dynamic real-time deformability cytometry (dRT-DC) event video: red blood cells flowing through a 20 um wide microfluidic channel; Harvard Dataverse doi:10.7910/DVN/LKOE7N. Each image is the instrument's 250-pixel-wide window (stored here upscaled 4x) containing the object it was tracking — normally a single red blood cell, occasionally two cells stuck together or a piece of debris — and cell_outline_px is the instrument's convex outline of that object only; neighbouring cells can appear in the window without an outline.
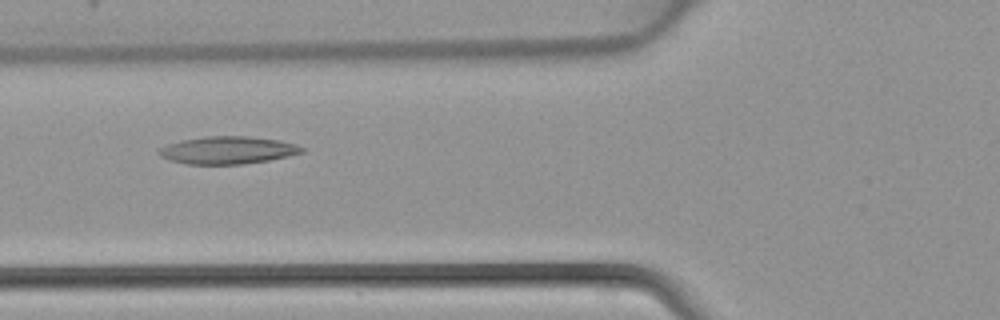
{"species": "common noctule bat (a hibernating species)", "species_latin": "Nyctalus noctula", "temperature_condition": "warm", "stored_images_in_passage": 45, "camera_frame_rate_fps": 3000, "um_per_image_px": 0.085, "animal": {"sex": "female", "body_mass_g": 22.7, "forearm_length_mm": 54.2}, "frame": {"image": 1, "passage_image": 17, "time_ms": 5.333, "image_size_px": [1000, 320], "cell_outline_px": [[304, 152], [288, 156], [268, 160], [244, 164], [188, 164], [168, 160], [160, 156], [156, 152], [160, 148], [168, 144], [184, 140], [208, 136], [248, 136], [280, 140], [296, 144], [304, 148]], "centroid_in_image_um": [19.36, 12.77], "position_along_channel_um": 106.4, "area_um2": 22.89}}
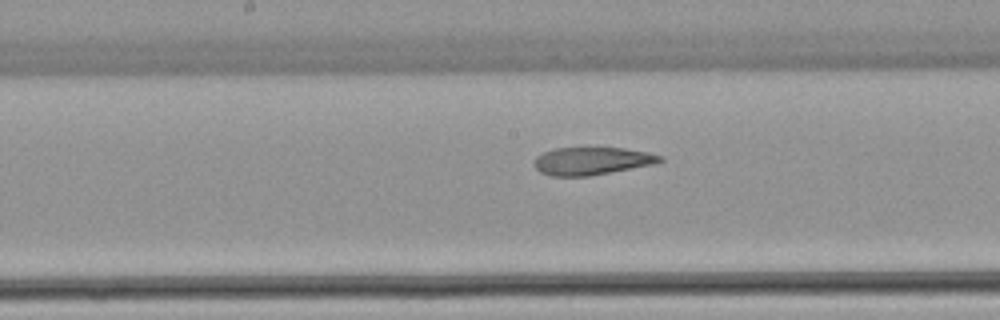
{"frame": {"image": 2, "passage_image": 23, "time_ms": 7.333, "image_size_px": [1000, 320], "cell_outline_px": [[664, 160], [656, 164], [588, 176], [552, 176], [540, 172], [532, 164], [536, 156], [544, 152], [556, 148], [624, 148], [648, 152], [664, 156]], "centroid_in_image_um": [50.33, 13.68], "position_along_channel_um": 197.9, "area_um2": 20.4}}
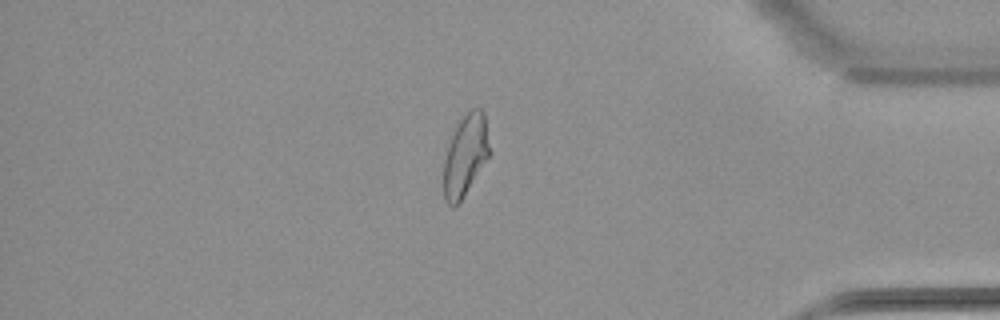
{"frame": {"image": 3, "passage_image": 38, "time_ms": 12.333, "image_size_px": [1000, 320], "cell_outline_px": [[492, 152], [460, 200], [452, 208], [444, 200], [444, 160], [448, 144], [460, 120], [472, 108], [480, 108], [484, 112]], "centroid_in_image_um": [39.58, 13.18], "position_along_channel_um": 395.6, "area_um2": 21.5}}